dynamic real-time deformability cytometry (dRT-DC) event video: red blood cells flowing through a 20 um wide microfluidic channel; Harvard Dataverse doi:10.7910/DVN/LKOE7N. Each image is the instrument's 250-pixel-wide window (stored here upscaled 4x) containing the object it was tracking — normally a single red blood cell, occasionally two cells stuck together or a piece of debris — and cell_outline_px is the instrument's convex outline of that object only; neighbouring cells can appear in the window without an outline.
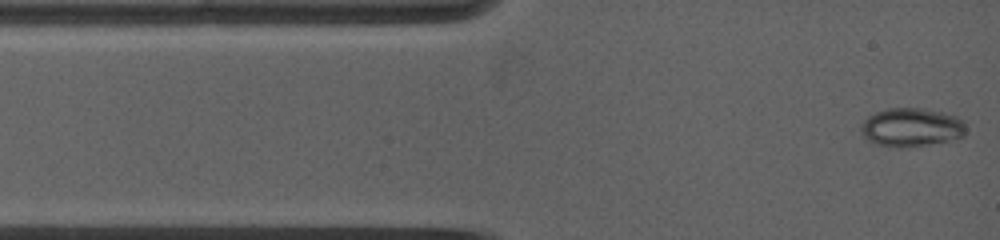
{"species": "common noctule bat (a hibernating species)", "species_latin": "Nyctalus noctula", "temperature_condition": "warm", "stored_images_in_passage": 92, "camera_frame_rate_fps": 5000, "um_per_image_px": 0.085, "animal": {"sex": "female", "body_mass_g": 19.0, "forearm_length_mm": 53.3}, "frame": {"image": 1, "passage_image": 1, "time_ms": 0.0, "image_size_px": [1000, 240], "cell_outline_px": [[964, 136], [948, 140], [908, 148], [896, 148], [876, 144], [868, 140], [860, 132], [860, 128], [864, 120], [868, 116], [876, 112], [888, 108], [924, 108], [944, 112], [956, 116], [964, 120]], "centroid_in_image_um": [77.45, 10.82], "position_along_channel_um": 7.6, "area_um2": 23.76}}
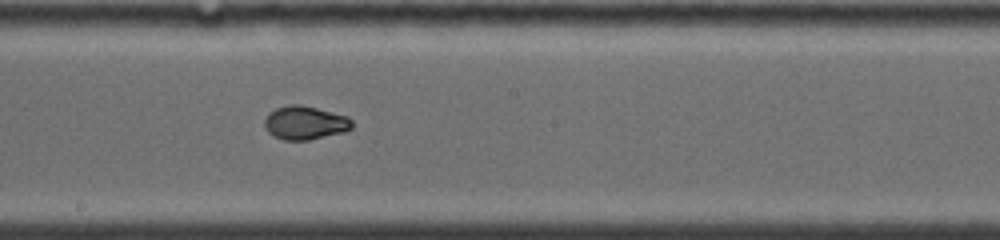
{"frame": {"image": 2, "passage_image": 35, "time_ms": 6.6, "image_size_px": [1000, 240], "cell_outline_px": [[352, 128], [344, 132], [308, 140], [284, 140], [272, 136], [268, 132], [264, 124], [264, 120], [268, 112], [276, 108], [288, 104], [300, 104], [348, 116], [352, 120]], "centroid_in_image_um": [25.9, 10.43], "position_along_channel_um": 222.3, "area_um2": 17.22}}
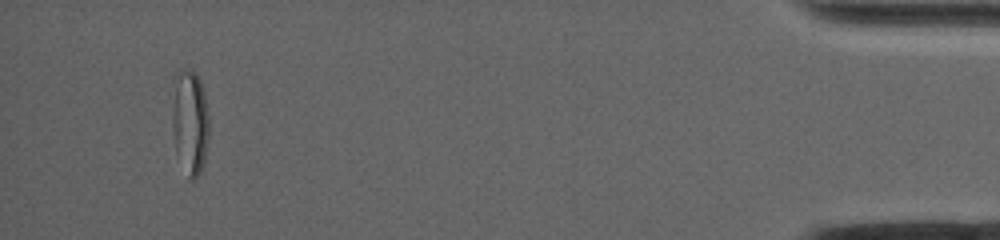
{"frame": {"image": 3, "passage_image": 80, "time_ms": 14.2, "image_size_px": [1000, 240], "cell_outline_px": [[208, 140], [204, 160], [200, 172], [192, 180], [188, 180], [176, 152], [172, 128], [172, 116], [176, 72], [180, 68], [184, 68], [196, 72], [200, 80], [204, 92], [208, 116]], "centroid_in_image_um": [16.14, 10.36], "position_along_channel_um": 419.1, "area_um2": 22.48}}